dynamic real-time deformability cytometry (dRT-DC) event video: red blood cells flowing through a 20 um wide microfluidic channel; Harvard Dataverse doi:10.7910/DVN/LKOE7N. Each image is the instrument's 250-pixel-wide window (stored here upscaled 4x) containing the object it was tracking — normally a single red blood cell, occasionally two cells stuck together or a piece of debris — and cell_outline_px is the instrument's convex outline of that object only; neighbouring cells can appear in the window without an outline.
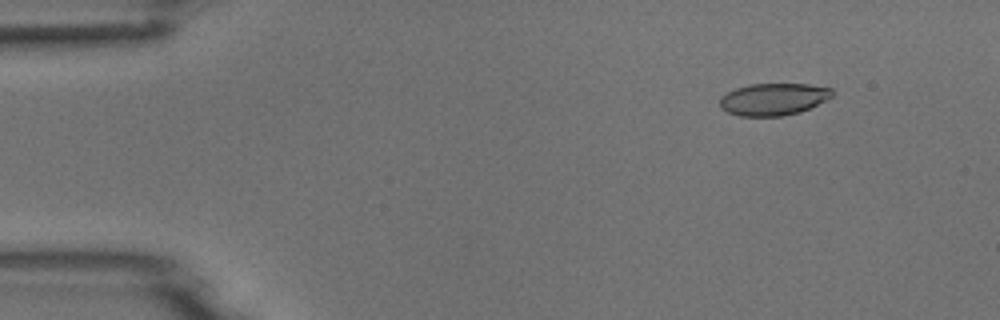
{"species": "common noctule bat (a hibernating species)", "species_latin": "Nyctalus noctula", "temperature_condition": "room temperature", "stored_images_in_passage": 6, "camera_frame_rate_fps": 3000, "um_per_image_px": 0.085, "animal": {"sex": "male", "body_mass_g": 18.8}, "frame": {"image": 1, "passage_image": 2, "time_ms": 1.0, "image_size_px": [1000, 320], "cell_outline_px": [[832, 96], [800, 112], [780, 116], [740, 116], [728, 112], [720, 108], [720, 96], [736, 88], [748, 84], [808, 84], [832, 88]], "centroid_in_image_um": [65.7, 8.43], "position_along_channel_um": 19.3, "area_um2": 20.87}}
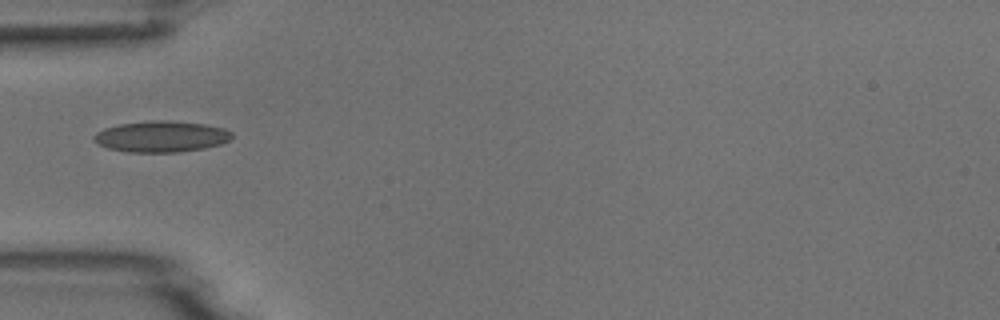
{"frame": {"image": 2, "passage_image": 5, "time_ms": 4.667, "image_size_px": [1000, 320], "cell_outline_px": [[232, 136], [228, 140], [220, 144], [204, 148], [180, 152], [128, 152], [108, 148], [92, 140], [92, 136], [96, 132], [104, 128], [120, 124], [152, 120], [168, 120], [204, 124], [224, 128], [232, 132]], "centroid_in_image_um": [13.69, 11.6], "position_along_channel_um": 71.3, "area_um2": 25.03}}